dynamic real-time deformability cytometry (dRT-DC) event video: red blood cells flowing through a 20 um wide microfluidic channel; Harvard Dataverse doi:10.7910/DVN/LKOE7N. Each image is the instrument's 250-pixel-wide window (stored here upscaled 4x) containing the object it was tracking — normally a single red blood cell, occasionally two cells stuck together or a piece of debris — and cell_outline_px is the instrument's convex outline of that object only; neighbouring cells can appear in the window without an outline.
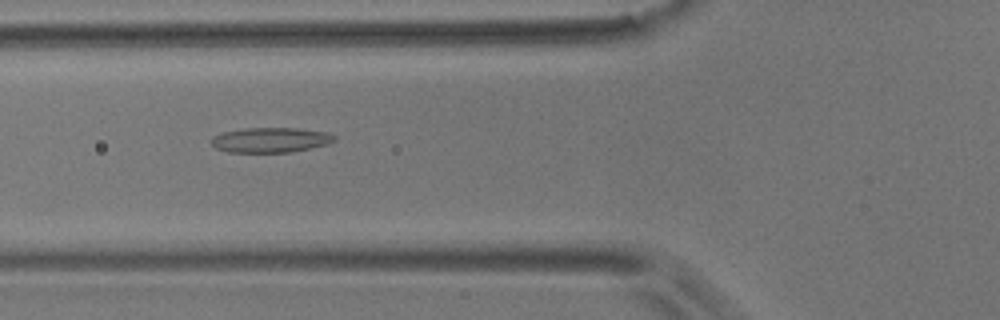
{"species": "common noctule bat (a hibernating species)", "species_latin": "Nyctalus noctula", "temperature_condition": "room temperature", "stored_images_in_passage": 7, "camera_frame_rate_fps": 3000, "um_per_image_px": 0.085, "animal": {"sex": "male", "body_mass_g": 17.9}, "frame": {"image": 1, "passage_image": 6, "time_ms": 7.0, "image_size_px": [1000, 320], "cell_outline_px": [[336, 140], [328, 144], [292, 152], [228, 152], [216, 148], [212, 144], [212, 136], [224, 132], [244, 128], [296, 128], [324, 132], [336, 136]], "centroid_in_image_um": [23.0, 11.9], "position_along_channel_um": 102.8, "area_um2": 17.8}}
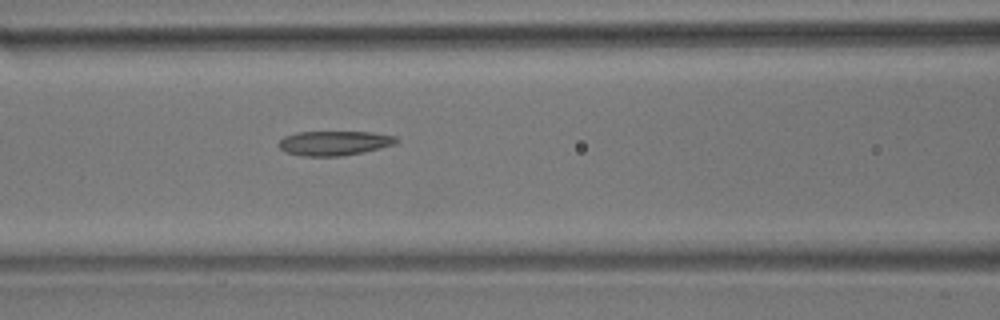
{"frame": {"image": 2, "passage_image": 7, "time_ms": 8.0, "image_size_px": [1000, 320], "cell_outline_px": [[400, 140], [396, 144], [364, 152], [340, 156], [300, 156], [284, 152], [276, 144], [284, 136], [296, 132], [372, 132], [396, 136]], "centroid_in_image_um": [28.4, 12.16], "position_along_channel_um": 138.2, "area_um2": 17.05}}